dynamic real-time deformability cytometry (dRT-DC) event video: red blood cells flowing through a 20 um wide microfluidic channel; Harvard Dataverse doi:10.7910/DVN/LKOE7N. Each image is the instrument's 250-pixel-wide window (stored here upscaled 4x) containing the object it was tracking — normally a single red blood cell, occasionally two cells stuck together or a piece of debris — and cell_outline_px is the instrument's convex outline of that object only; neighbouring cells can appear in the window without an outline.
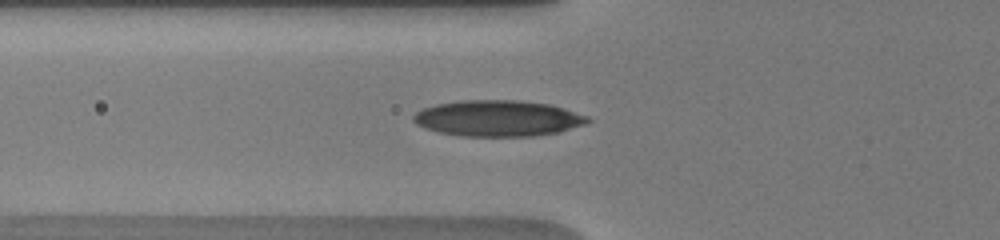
{"species": "human", "species_latin": "Homo sapiens", "temperature_condition": "warm", "stored_images_in_passage": 42, "camera_frame_rate_fps": 3000, "um_per_image_px": 0.085, "donor": {"sex": "male"}, "frame": {"image": 1, "passage_image": 3, "time_ms": 0.333, "image_size_px": [1000, 240], "cell_outline_px": [[592, 120], [584, 124], [560, 132], [532, 136], [460, 136], [440, 132], [424, 128], [416, 124], [412, 120], [412, 116], [416, 112], [424, 108], [436, 104], [460, 100], [516, 100], [548, 104], [564, 108], [588, 116]], "centroid_in_image_um": [42.31, 10.06], "position_along_channel_um": 83.5, "area_um2": 36.65}}
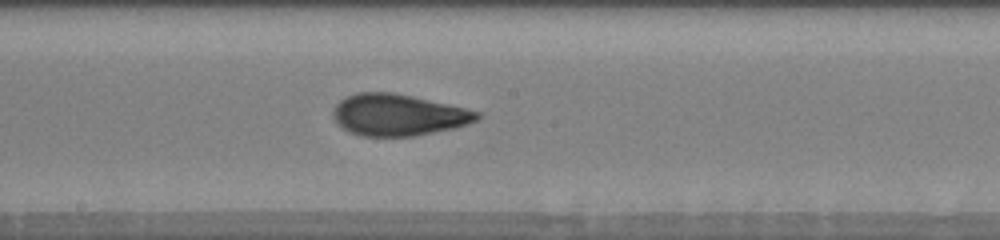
{"frame": {"image": 2, "passage_image": 24, "time_ms": 3.667, "image_size_px": [1000, 240], "cell_outline_px": [[480, 116], [476, 120], [468, 124], [456, 128], [412, 136], [360, 136], [344, 128], [332, 116], [332, 112], [336, 104], [344, 96], [356, 92], [392, 92], [412, 96], [448, 104], [480, 112]], "centroid_in_image_um": [33.83, 9.76], "position_along_channel_um": 214.4, "area_um2": 34.74}}
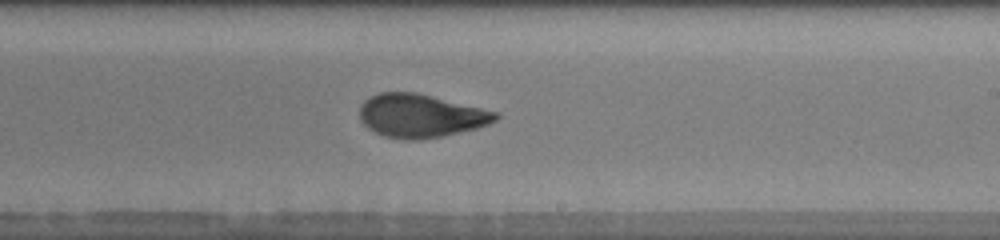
{"frame": {"image": 3, "passage_image": 30, "time_ms": 4.667, "image_size_px": [1000, 240], "cell_outline_px": [[500, 116], [496, 120], [488, 124], [476, 128], [440, 136], [408, 140], [384, 136], [368, 128], [360, 120], [360, 104], [368, 96], [380, 92], [416, 92], [500, 112]], "centroid_in_image_um": [35.75, 9.81], "position_along_channel_um": 253.3, "area_um2": 34.22}}